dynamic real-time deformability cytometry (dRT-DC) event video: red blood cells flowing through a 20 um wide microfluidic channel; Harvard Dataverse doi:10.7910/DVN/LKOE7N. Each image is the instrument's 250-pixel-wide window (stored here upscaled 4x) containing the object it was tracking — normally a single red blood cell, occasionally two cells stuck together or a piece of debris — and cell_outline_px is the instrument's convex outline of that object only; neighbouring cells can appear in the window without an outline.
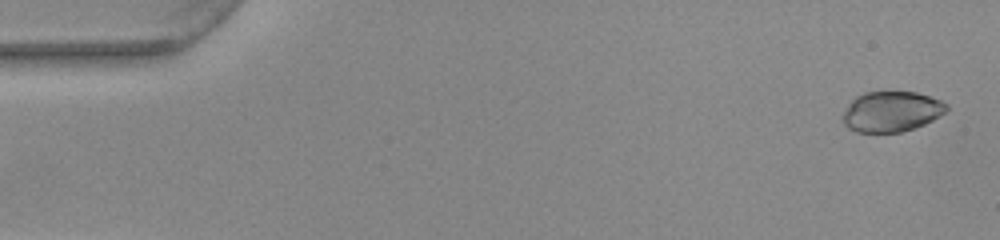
{"species": "common noctule bat (a hibernating species)", "species_latin": "Nyctalus noctula", "temperature_condition": "warm", "stored_images_in_passage": 52, "camera_frame_rate_fps": 3000, "um_per_image_px": 0.085, "animal": {"sex": "female", "body_mass_g": 22.0, "forearm_length_mm": 56.7}, "frame": {"image": 1, "passage_image": 2, "time_ms": 0.333, "image_size_px": [1000, 240], "cell_outline_px": [[948, 108], [940, 116], [924, 124], [900, 132], [856, 132], [848, 128], [844, 124], [840, 116], [848, 104], [856, 96], [864, 92], [888, 88], [916, 92], [940, 100], [948, 104]], "centroid_in_image_um": [75.73, 9.43], "position_along_channel_um": 9.3, "area_um2": 25.2}}
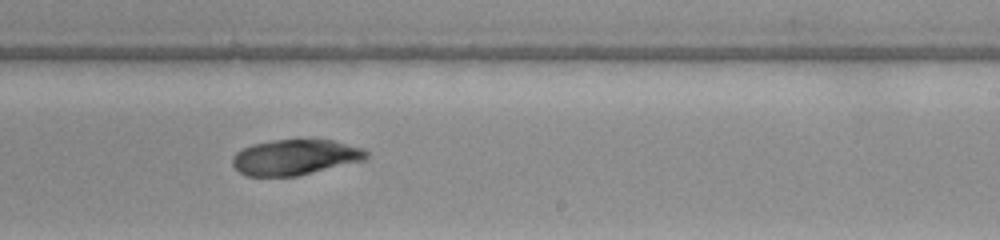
{"frame": {"image": 2, "passage_image": 32, "time_ms": 10.333, "image_size_px": [1000, 240], "cell_outline_px": [[368, 156], [364, 160], [296, 176], [248, 176], [240, 172], [232, 164], [232, 156], [236, 152], [252, 144], [276, 140], [332, 140], [364, 148], [368, 152]], "centroid_in_image_um": [25.08, 13.36], "position_along_channel_um": 263.9, "area_um2": 27.46}}
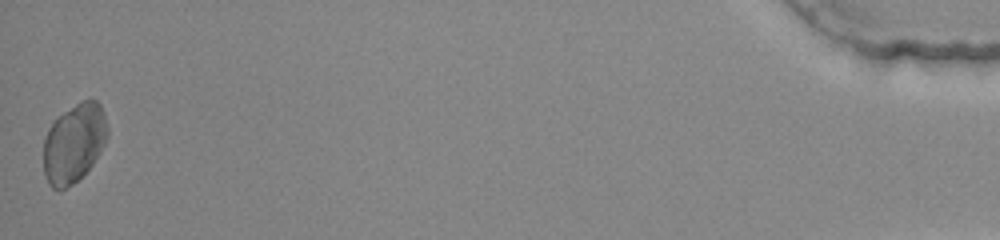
{"frame": {"image": 3, "passage_image": 52, "time_ms": 17.0, "image_size_px": [1000, 240], "cell_outline_px": [[108, 136], [100, 152], [92, 164], [72, 184], [60, 192], [52, 188], [48, 184], [44, 172], [44, 140], [48, 128], [64, 112], [76, 104], [84, 100], [96, 100], [100, 104], [104, 112], [108, 128]], "centroid_in_image_um": [6.29, 12.19], "position_along_channel_um": 428.9, "area_um2": 29.19}, "authors_computed_cell_mechanics": {"area_um2": 27.6862, "velocity_mm_per_s": 3.9257, "shape_relaxation_time_tau1_ms": 4.3563, "shape_relaxation_time_tau2_ms": 10.4376, "deformation_change_tau1": 0.1012, "deformation_change_tau2": 0.1248}}